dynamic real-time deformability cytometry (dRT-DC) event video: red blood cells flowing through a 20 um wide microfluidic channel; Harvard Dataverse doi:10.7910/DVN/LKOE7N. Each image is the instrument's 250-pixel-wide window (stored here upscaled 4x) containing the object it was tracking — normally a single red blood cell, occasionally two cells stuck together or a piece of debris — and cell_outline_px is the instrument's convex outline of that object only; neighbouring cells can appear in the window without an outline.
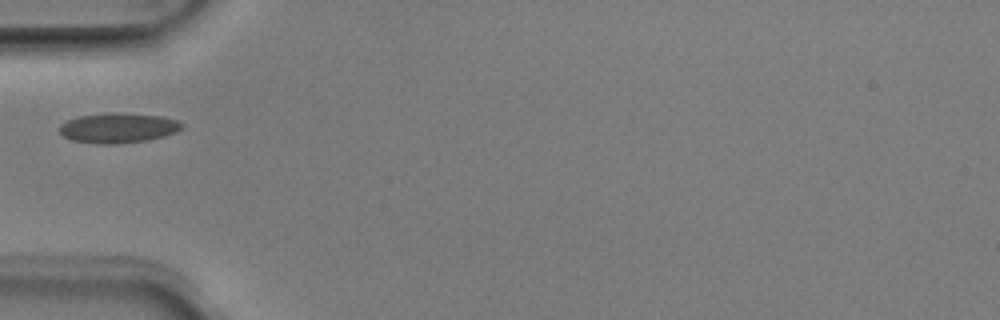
{"species": "Egyptian fruit bat (a non-hibernating species)", "species_latin": "Rousettus aegyptiacus", "temperature_condition": "room temperature", "stored_images_in_passage": 1, "camera_frame_rate_fps": 3000, "um_per_image_px": 0.085, "animal": {"sex": "male"}, "frame": {"image": 1, "passage_image": 1, "time_ms": 0.0, "image_size_px": [1000, 320], "cell_outline_px": [[184, 124], [176, 132], [164, 136], [148, 140], [116, 144], [96, 144], [72, 140], [64, 136], [60, 132], [60, 124], [68, 120], [80, 116], [160, 116], [176, 120]], "centroid_in_image_um": [10.04, 10.95], "position_along_channel_um": 75.0, "area_um2": 20.06}}